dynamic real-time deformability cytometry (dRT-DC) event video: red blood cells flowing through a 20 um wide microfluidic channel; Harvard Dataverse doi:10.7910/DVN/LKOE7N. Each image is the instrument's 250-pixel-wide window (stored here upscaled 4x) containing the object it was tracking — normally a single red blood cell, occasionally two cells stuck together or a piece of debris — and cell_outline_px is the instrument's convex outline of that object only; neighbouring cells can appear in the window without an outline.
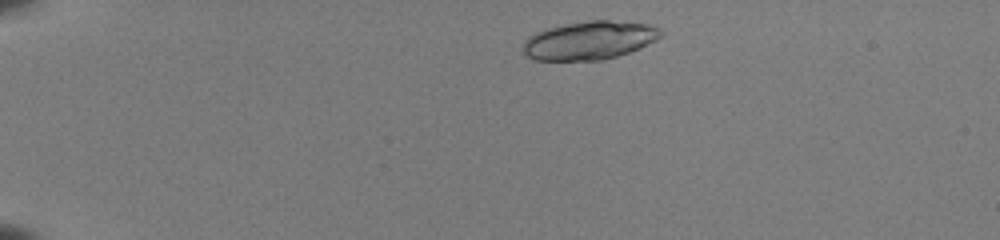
{"species": "common noctule bat (a hibernating species)", "species_latin": "Nyctalus noctula", "temperature_condition": "room temperature", "stored_images_in_passage": 9, "camera_frame_rate_fps": 3000, "um_per_image_px": 0.085, "animal": {"sex": "female", "body_mass_g": 22.0, "forearm_length_mm": 56.7}, "frame": {"image": 1, "passage_image": 3, "time_ms": 0.667, "image_size_px": [1000, 240], "cell_outline_px": [[664, 32], [656, 40], [628, 52], [616, 56], [600, 60], [536, 60], [528, 56], [524, 52], [524, 40], [528, 36], [544, 28], [588, 20], [608, 20], [648, 24], [660, 28]], "centroid_in_image_um": [50.09, 3.42], "position_along_channel_um": 34.9, "area_um2": 30.63}}